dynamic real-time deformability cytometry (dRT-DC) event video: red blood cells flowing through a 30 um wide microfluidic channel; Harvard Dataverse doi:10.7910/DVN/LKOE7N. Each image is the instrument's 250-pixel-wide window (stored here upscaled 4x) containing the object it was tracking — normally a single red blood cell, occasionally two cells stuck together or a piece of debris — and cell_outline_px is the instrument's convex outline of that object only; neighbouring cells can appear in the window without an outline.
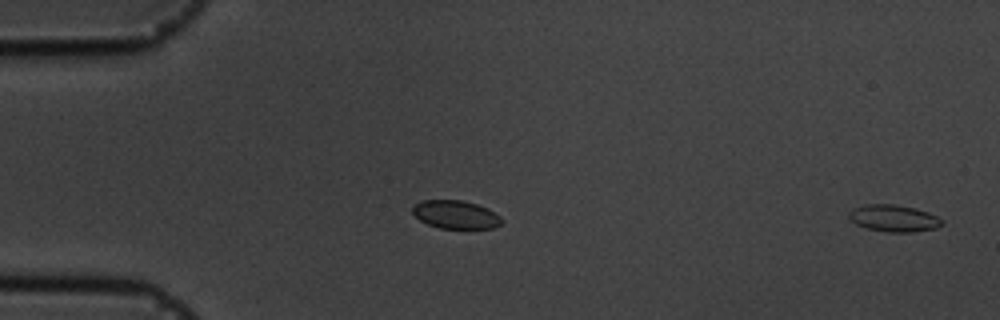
{"species": "common noctule bat (a hibernating species)", "species_latin": "Nyctalus noctula", "temperature_condition": "cold", "stored_images_in_passage": 56, "camera_frame_rate_fps": 3000, "um_per_image_px": 0.085, "animal": {"sex": "male", "body_mass_g": 19.5, "forearm_length_mm": 54.6}, "frame": {"image": 1, "passage_image": 1, "time_ms": 0.0, "image_size_px": [1000, 320], "cell_outline_px": [[944, 224], [936, 228], [912, 232], [888, 232], [868, 228], [856, 224], [848, 216], [848, 212], [856, 208], [868, 204], [892, 204], [916, 208], [928, 212], [944, 220]], "centroid_in_image_um": [76.02, 18.55], "position_along_channel_um": 9.0, "area_um2": 14.45}}
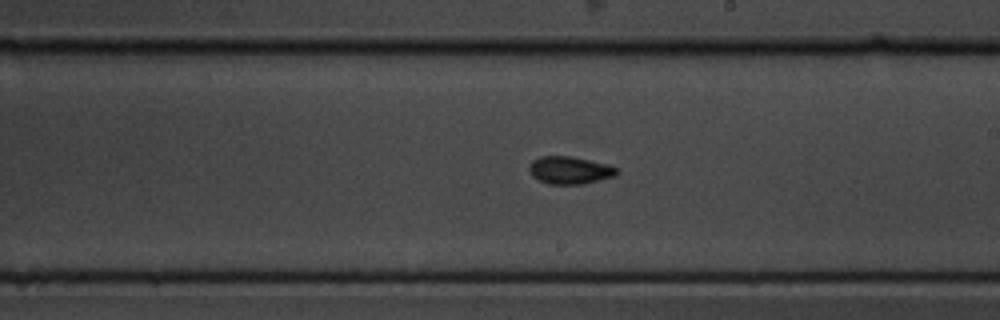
{"frame": {"image": 2, "passage_image": 32, "time_ms": 10.333, "image_size_px": [1000, 320], "cell_outline_px": [[620, 172], [616, 176], [584, 184], [548, 184], [532, 176], [528, 168], [532, 160], [540, 156], [568, 156], [608, 164], [616, 168]], "centroid_in_image_um": [48.44, 14.47], "position_along_channel_um": 240.6, "area_um2": 14.1}}
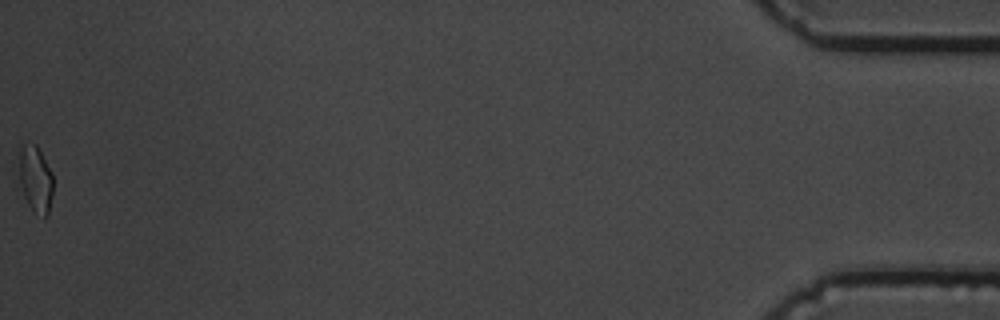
{"frame": {"image": 3, "passage_image": 56, "time_ms": 18.333, "image_size_px": [1000, 320], "cell_outline_px": [[52, 196], [48, 216], [44, 216], [32, 212], [24, 196], [20, 184], [20, 152], [24, 144], [36, 144], [52, 172]], "centroid_in_image_um": [3.04, 15.27], "position_along_channel_um": 432.2, "area_um2": 13.01}, "authors_computed_cell_mechanics": {"area_um2": 13.583, "velocity_mm_per_s": 3.5882, "shape_relaxation_time_tau1_ms": 7.9828, "shape_relaxation_time_tau2_ms": 1.2342, "deformation_change_tau1": 0.197, "deformation_change_tau2": 0.0659}}